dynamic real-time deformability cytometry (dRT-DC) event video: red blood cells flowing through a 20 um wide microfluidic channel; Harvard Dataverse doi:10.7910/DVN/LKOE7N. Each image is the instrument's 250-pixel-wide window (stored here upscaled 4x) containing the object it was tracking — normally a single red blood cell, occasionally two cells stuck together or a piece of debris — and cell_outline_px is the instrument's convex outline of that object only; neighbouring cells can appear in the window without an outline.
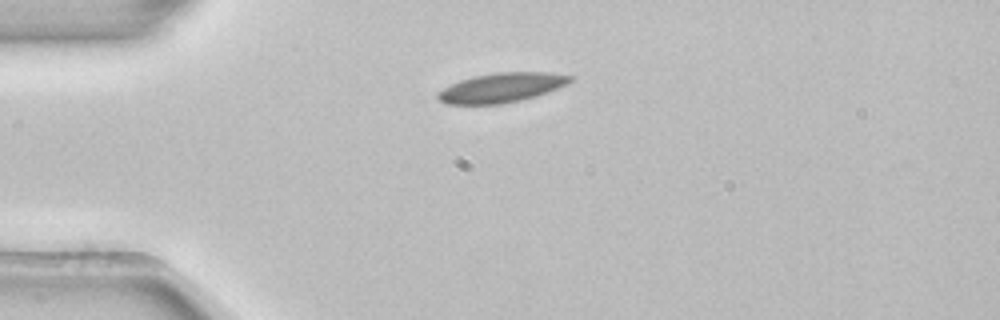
{"species": "common noctule bat (a hibernating species)", "species_latin": "Nyctalus noctula", "temperature_condition": "room temperature", "stored_images_in_passage": 2, "camera_frame_rate_fps": 3000, "um_per_image_px": 0.085, "animal": {"sex": "female", "body_mass_g": 22.7, "forearm_length_mm": 54.2}, "frame": {"image": 1, "passage_image": 1, "time_ms": 0.0, "image_size_px": [1000, 320], "cell_outline_px": [[572, 80], [556, 88], [536, 96], [520, 100], [500, 104], [444, 104], [436, 96], [436, 92], [460, 80], [472, 76], [496, 72], [548, 72], [572, 76]], "centroid_in_image_um": [42.57, 7.45], "position_along_channel_um": 42.4, "area_um2": 22.54}}